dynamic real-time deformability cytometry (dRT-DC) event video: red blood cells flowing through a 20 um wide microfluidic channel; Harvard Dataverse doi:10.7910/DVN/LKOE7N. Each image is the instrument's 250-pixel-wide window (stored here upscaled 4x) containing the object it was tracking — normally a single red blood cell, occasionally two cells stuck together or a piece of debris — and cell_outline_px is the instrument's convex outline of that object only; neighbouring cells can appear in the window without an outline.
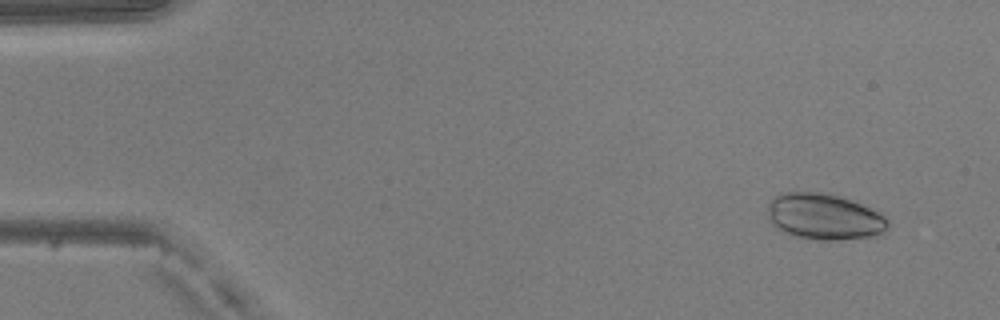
{"species": "common noctule bat (a hibernating species)", "species_latin": "Nyctalus noctula", "temperature_condition": "warm", "stored_images_in_passage": 13, "camera_frame_rate_fps": 3000, "um_per_image_px": 0.085, "animal": {"sex": "male", "body_mass_g": 20.5, "forearm_length_mm": 52.5}, "frame": {"image": 1, "passage_image": 4, "time_ms": 1.0, "image_size_px": [1000, 320], "cell_outline_px": [[888, 232], [884, 236], [836, 240], [824, 240], [792, 236], [776, 228], [772, 224], [768, 216], [768, 204], [772, 196], [780, 192], [828, 192], [852, 200], [888, 216]], "centroid_in_image_um": [70.1, 18.42], "position_along_channel_um": 14.9, "area_um2": 33.18}}